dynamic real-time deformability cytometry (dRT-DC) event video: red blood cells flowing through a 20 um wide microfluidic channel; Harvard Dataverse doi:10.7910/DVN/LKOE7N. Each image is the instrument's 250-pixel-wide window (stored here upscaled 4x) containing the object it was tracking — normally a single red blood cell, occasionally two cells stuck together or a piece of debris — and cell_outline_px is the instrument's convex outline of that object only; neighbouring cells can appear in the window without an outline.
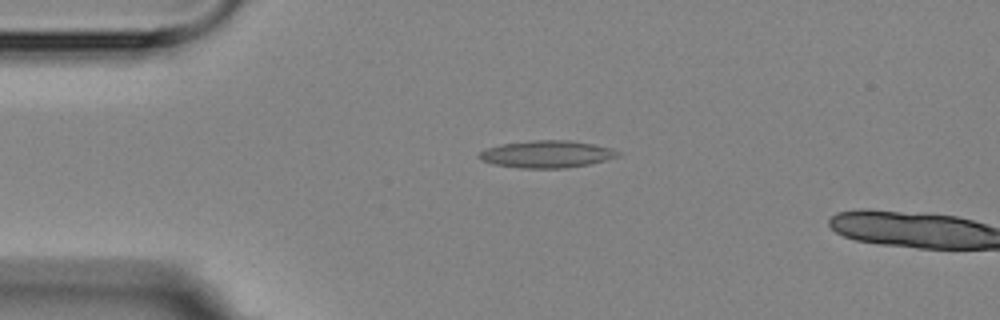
{"species": "Egyptian fruit bat (a non-hibernating species)", "species_latin": "Rousettus aegyptiacus", "temperature_condition": "room temperature", "stored_images_in_passage": 4, "camera_frame_rate_fps": 3000, "um_per_image_px": 0.085, "animal": {"sex": "female"}, "frame": {"image": 1, "passage_image": 3, "time_ms": 2.333, "image_size_px": [1000, 320], "cell_outline_px": [[620, 156], [588, 164], [564, 168], [520, 168], [492, 164], [480, 160], [476, 156], [480, 152], [488, 148], [500, 144], [532, 140], [568, 140], [592, 144], [612, 148], [620, 152]], "centroid_in_image_um": [46.44, 13.1], "position_along_channel_um": 38.6, "area_um2": 21.96}}